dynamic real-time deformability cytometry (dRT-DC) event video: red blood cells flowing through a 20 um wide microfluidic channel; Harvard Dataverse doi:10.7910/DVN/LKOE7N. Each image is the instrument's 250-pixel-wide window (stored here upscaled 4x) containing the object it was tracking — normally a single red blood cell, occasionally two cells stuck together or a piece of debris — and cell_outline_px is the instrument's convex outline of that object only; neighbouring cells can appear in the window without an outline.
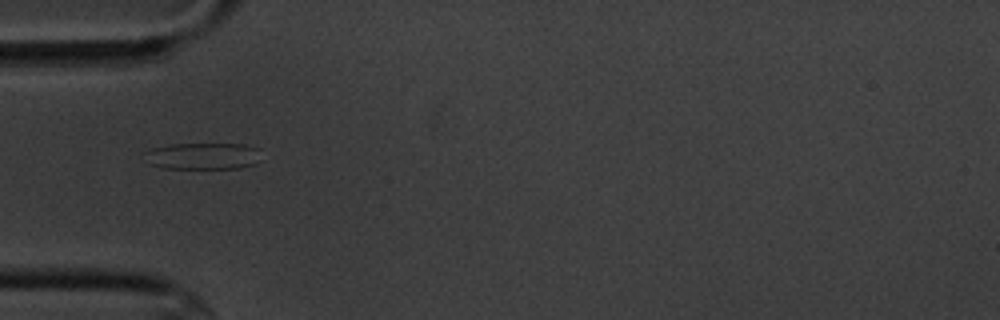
{"species": "common noctule bat (a hibernating species)", "species_latin": "Nyctalus noctula", "temperature_condition": "cold", "stored_images_in_passage": 11, "camera_frame_rate_fps": 3000, "um_per_image_px": 0.085, "animal": {"sex": "male", "body_mass_g": 20.1, "forearm_length_mm": 53.5}, "frame": {"image": 1, "passage_image": 1, "time_ms": 0.0, "image_size_px": [1000, 320], "cell_outline_px": [[260, 148], [256, 164], [240, 168], [160, 168], [148, 164], [140, 152], [152, 148], [172, 144], [244, 144]], "centroid_in_image_um": [17.17, 13.26], "position_along_channel_um": 67.8, "area_um2": 18.44}}
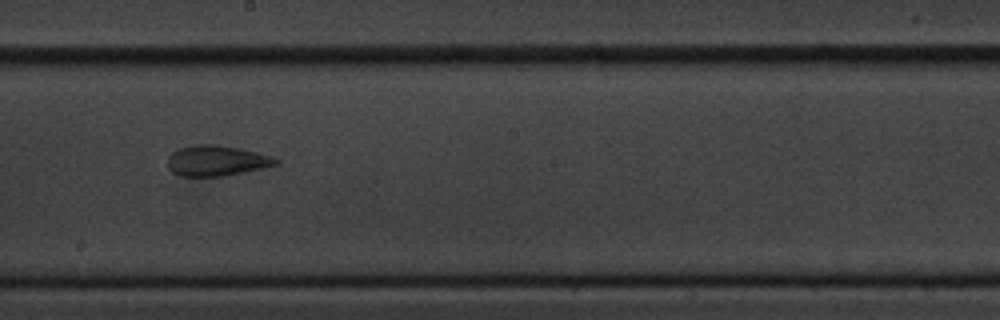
{"frame": {"image": 2, "passage_image": 5, "time_ms": 4.667, "image_size_px": [1000, 320], "cell_outline_px": [[280, 164], [264, 168], [224, 176], [180, 176], [172, 172], [168, 168], [168, 156], [172, 152], [180, 148], [192, 144], [216, 144], [240, 148], [272, 156], [280, 160]], "centroid_in_image_um": [18.42, 13.65], "position_along_channel_um": 229.8, "area_um2": 19.48}}
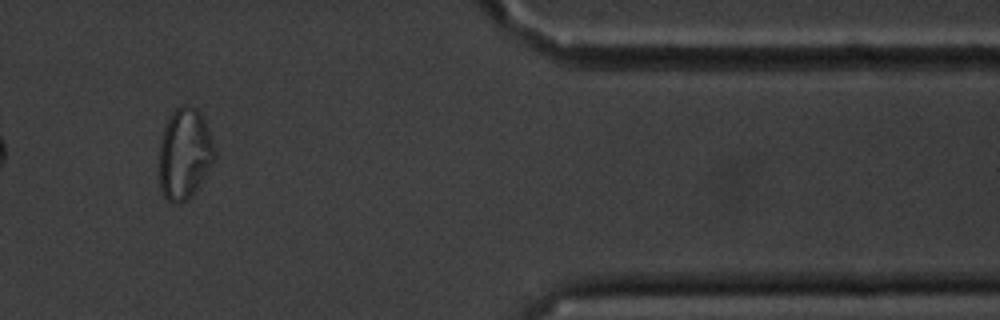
{"frame": {"image": 3, "passage_image": 10, "time_ms": 10.333, "image_size_px": [1000, 320], "cell_outline_px": [[216, 156], [212, 164], [192, 196], [188, 200], [176, 204], [172, 204], [164, 196], [160, 188], [160, 144], [164, 128], [172, 112], [180, 104], [188, 104], [196, 108], [200, 112], [204, 120], [212, 140], [216, 152]], "centroid_in_image_um": [15.69, 13.08], "position_along_channel_um": 395.7, "area_um2": 29.36}}